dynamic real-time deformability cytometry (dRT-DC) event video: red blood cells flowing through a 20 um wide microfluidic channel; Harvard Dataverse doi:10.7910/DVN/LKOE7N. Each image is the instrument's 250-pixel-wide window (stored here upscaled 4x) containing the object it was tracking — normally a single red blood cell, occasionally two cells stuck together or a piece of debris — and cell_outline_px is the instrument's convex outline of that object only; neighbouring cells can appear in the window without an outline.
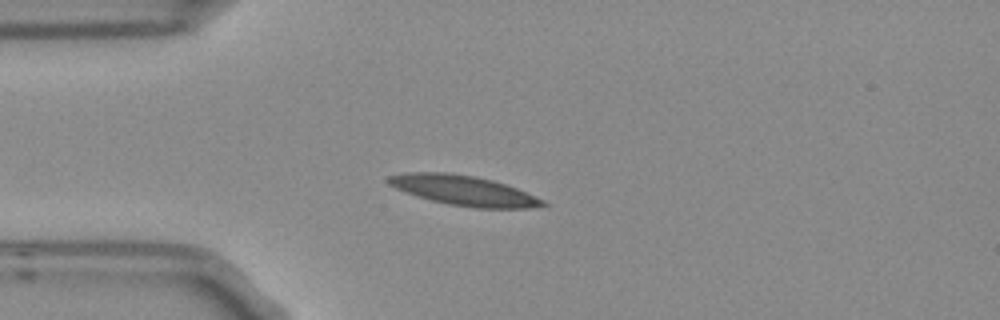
{"species": "Egyptian fruit bat (a non-hibernating species)", "species_latin": "Rousettus aegyptiacus", "temperature_condition": "room temperature", "stored_images_in_passage": 6, "camera_frame_rate_fps": 3000, "um_per_image_px": 0.085, "frame": {"image": 1, "passage_image": 3, "time_ms": 0.667, "image_size_px": [1000, 320], "cell_outline_px": [[548, 204], [528, 208], [476, 208], [448, 204], [432, 200], [396, 188], [388, 184], [384, 180], [388, 176], [404, 172], [452, 172], [476, 176], [492, 180], [516, 188], [544, 200]], "centroid_in_image_um": [39.38, 16.17], "position_along_channel_um": 45.6, "area_um2": 26.76}}
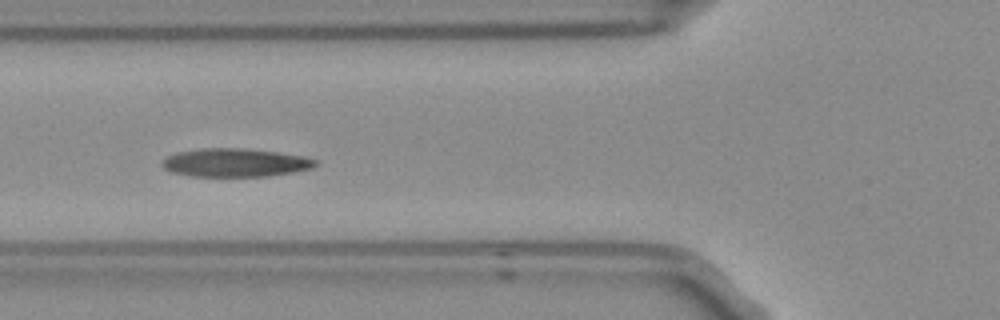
{"frame": {"image": 2, "passage_image": 5, "time_ms": 1.333, "image_size_px": [1000, 320], "cell_outline_px": [[320, 164], [312, 168], [292, 172], [268, 176], [192, 176], [172, 172], [164, 168], [160, 164], [168, 156], [176, 152], [200, 148], [244, 148], [276, 152], [304, 156], [316, 160]], "centroid_in_image_um": [20.0, 13.82], "position_along_channel_um": 105.8, "area_um2": 25.32}}